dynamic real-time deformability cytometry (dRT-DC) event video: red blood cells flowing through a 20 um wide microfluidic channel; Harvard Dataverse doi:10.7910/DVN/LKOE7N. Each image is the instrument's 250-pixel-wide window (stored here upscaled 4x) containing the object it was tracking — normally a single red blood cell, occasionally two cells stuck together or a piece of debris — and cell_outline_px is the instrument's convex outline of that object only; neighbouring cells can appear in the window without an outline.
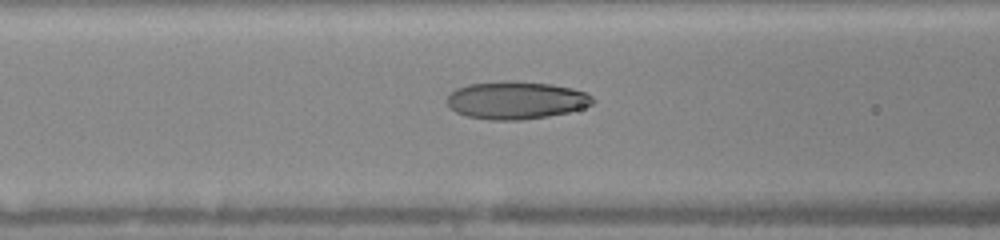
{"species": "human", "species_latin": "Homo sapiens", "temperature_condition": "warm", "stored_images_in_passage": 38, "camera_frame_rate_fps": 3000, "um_per_image_px": 0.085, "donor": {"sex": "female"}, "frame": {"image": 1, "passage_image": 18, "time_ms": 5.667, "image_size_px": [1000, 240], "cell_outline_px": [[596, 100], [592, 104], [568, 112], [548, 116], [520, 120], [488, 120], [468, 116], [456, 112], [448, 108], [444, 100], [456, 88], [468, 84], [508, 80], [552, 84], [572, 88], [584, 92], [592, 96]], "centroid_in_image_um": [43.82, 8.51], "position_along_channel_um": 122.8, "area_um2": 32.19}}
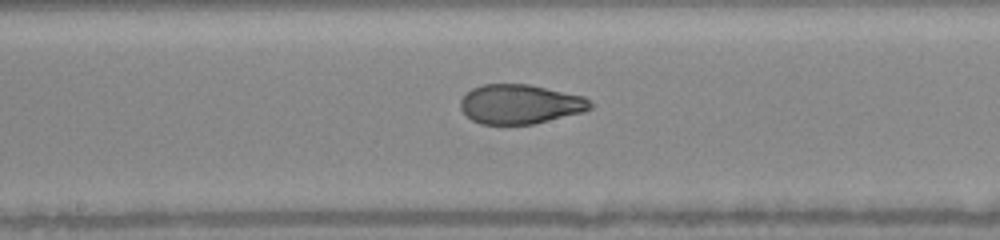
{"frame": {"image": 2, "passage_image": 24, "time_ms": 7.667, "image_size_px": [1000, 240], "cell_outline_px": [[592, 108], [584, 112], [532, 124], [480, 124], [472, 120], [460, 108], [460, 100], [472, 88], [484, 84], [528, 84], [584, 96], [592, 104]], "centroid_in_image_um": [44.21, 8.85], "position_along_channel_um": 204.0, "area_um2": 29.71}}
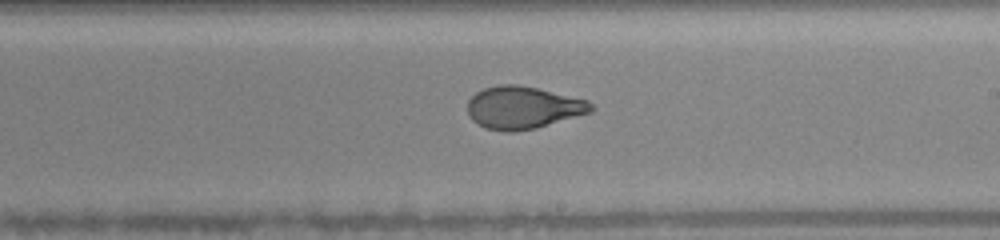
{"frame": {"image": 3, "passage_image": 27, "time_ms": 8.667, "image_size_px": [1000, 240], "cell_outline_px": [[596, 108], [592, 112], [536, 128], [512, 132], [504, 132], [484, 128], [476, 124], [472, 120], [468, 112], [468, 100], [476, 92], [484, 88], [500, 84], [516, 84], [536, 88], [588, 100]], "centroid_in_image_um": [44.45, 9.15], "position_along_channel_um": 244.6, "area_um2": 30.69}}